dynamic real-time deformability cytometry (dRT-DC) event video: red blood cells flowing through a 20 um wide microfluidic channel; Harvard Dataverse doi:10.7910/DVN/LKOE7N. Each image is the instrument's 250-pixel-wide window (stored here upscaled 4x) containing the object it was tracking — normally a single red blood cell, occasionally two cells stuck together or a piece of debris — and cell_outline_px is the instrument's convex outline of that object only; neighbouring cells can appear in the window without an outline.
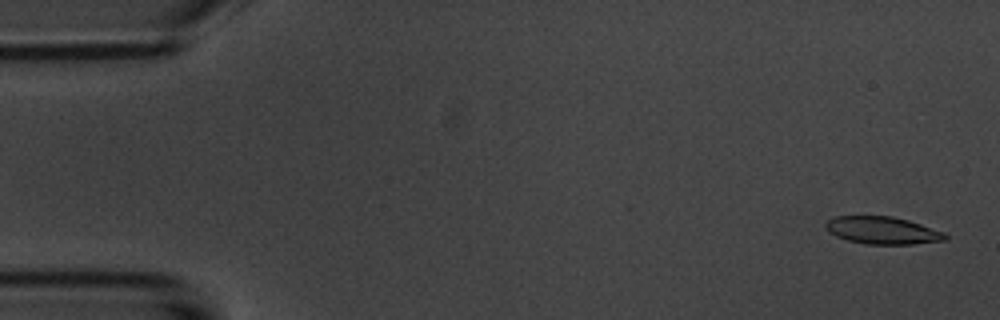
{"species": "common noctule bat (a hibernating species)", "species_latin": "Nyctalus noctula", "temperature_condition": "room temperature", "stored_images_in_passage": 53, "camera_frame_rate_fps": 3000, "um_per_image_px": 0.085, "animal": {"sex": "male", "body_mass_g": 20.1, "forearm_length_mm": 53.5}, "frame": {"image": 1, "passage_image": 1, "time_ms": 0.0, "image_size_px": [1000, 320], "cell_outline_px": [[948, 240], [912, 244], [864, 244], [848, 240], [836, 236], [828, 232], [824, 228], [824, 224], [828, 220], [836, 216], [892, 216], [908, 220], [944, 232], [948, 236]], "centroid_in_image_um": [74.99, 19.58], "position_along_channel_um": 10.0, "area_um2": 19.19}}
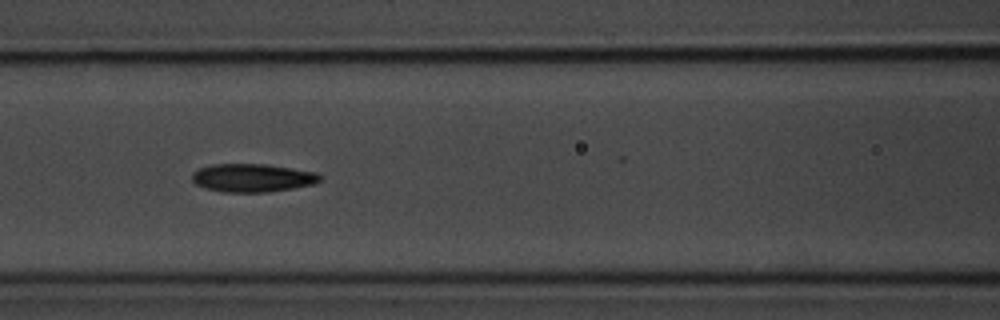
{"frame": {"image": 2, "passage_image": 22, "time_ms": 7.0, "image_size_px": [1000, 320], "cell_outline_px": [[324, 176], [320, 180], [312, 184], [292, 188], [268, 192], [224, 192], [204, 188], [196, 184], [192, 180], [192, 172], [200, 168], [212, 164], [268, 164], [316, 172]], "centroid_in_image_um": [21.45, 15.11], "position_along_channel_um": 145.1, "area_um2": 21.1}}
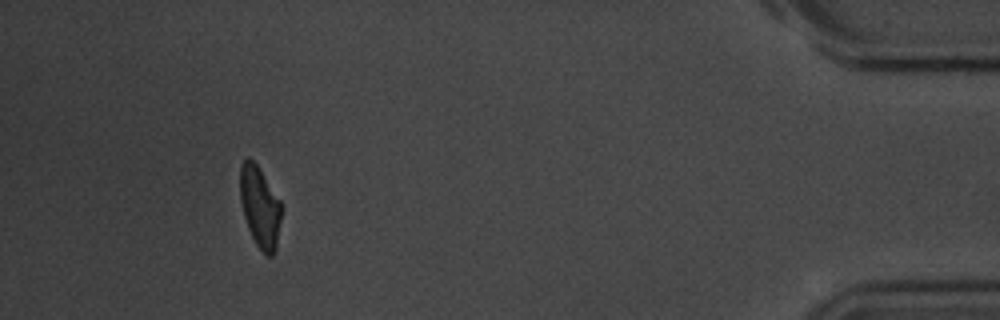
{"frame": {"image": 3, "passage_image": 49, "time_ms": 16.0, "image_size_px": [1000, 320], "cell_outline_px": [[280, 220], [276, 248], [272, 256], [264, 256], [256, 244], [248, 228], [244, 216], [240, 200], [240, 164], [248, 156], [256, 164], [280, 200]], "centroid_in_image_um": [22.07, 17.6], "position_along_channel_um": 413.1, "area_um2": 19.31}, "authors_computed_cell_mechanics": {"area_um2": 20.4034, "velocity_mm_per_s": 3.6906, "shape_relaxation_time_tau1_ms": 2.5254, "shape_relaxation_time_tau2_ms": 3.3272, "deformation_change_tau1": 0.1314, "deformation_change_tau2": 0.1171}}